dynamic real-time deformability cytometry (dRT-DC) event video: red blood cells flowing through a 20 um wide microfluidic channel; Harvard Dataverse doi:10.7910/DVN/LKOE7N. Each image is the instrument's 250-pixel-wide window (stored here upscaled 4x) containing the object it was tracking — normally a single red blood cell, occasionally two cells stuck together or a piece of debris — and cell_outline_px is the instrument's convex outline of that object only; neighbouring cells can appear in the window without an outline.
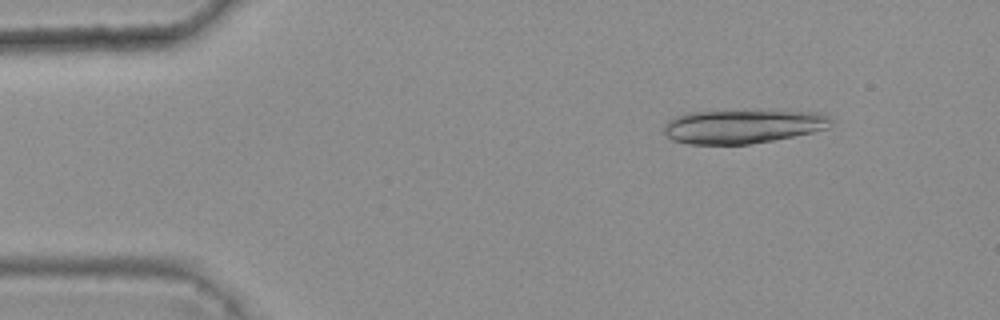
{"species": "common noctule bat (a hibernating species)", "species_latin": "Nyctalus noctula", "temperature_condition": "warm", "stored_images_in_passage": 4, "camera_frame_rate_fps": 3000, "um_per_image_px": 0.085, "animal": {"sex": "female", "body_mass_g": 25.1}, "frame": {"image": 1, "passage_image": 2, "time_ms": 0.333, "image_size_px": [1000, 320], "cell_outline_px": [[836, 120], [828, 128], [812, 132], [772, 140], [748, 144], [688, 144], [672, 140], [664, 132], [664, 124], [668, 120], [676, 116], [688, 112], [760, 108], [824, 112]], "centroid_in_image_um": [63.22, 10.68], "position_along_channel_um": 21.8, "area_um2": 34.45}}